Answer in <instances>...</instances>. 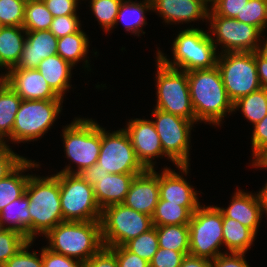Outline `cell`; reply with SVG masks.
I'll return each mask as SVG.
<instances>
[{
  "mask_svg": "<svg viewBox=\"0 0 267 267\" xmlns=\"http://www.w3.org/2000/svg\"><path fill=\"white\" fill-rule=\"evenodd\" d=\"M187 77L195 122L219 126L227 112H233V103L227 96L217 66L188 71Z\"/></svg>",
  "mask_w": 267,
  "mask_h": 267,
  "instance_id": "6da1fadb",
  "label": "cell"
},
{
  "mask_svg": "<svg viewBox=\"0 0 267 267\" xmlns=\"http://www.w3.org/2000/svg\"><path fill=\"white\" fill-rule=\"evenodd\" d=\"M29 199L31 216V241L35 236H44L59 223L64 222L61 211L59 172L54 175H30L25 188Z\"/></svg>",
  "mask_w": 267,
  "mask_h": 267,
  "instance_id": "7a4b0ae2",
  "label": "cell"
},
{
  "mask_svg": "<svg viewBox=\"0 0 267 267\" xmlns=\"http://www.w3.org/2000/svg\"><path fill=\"white\" fill-rule=\"evenodd\" d=\"M45 237L49 241L48 249L83 263L104 246L100 220L64 221Z\"/></svg>",
  "mask_w": 267,
  "mask_h": 267,
  "instance_id": "3957f363",
  "label": "cell"
},
{
  "mask_svg": "<svg viewBox=\"0 0 267 267\" xmlns=\"http://www.w3.org/2000/svg\"><path fill=\"white\" fill-rule=\"evenodd\" d=\"M172 45L173 62L160 50L157 51L156 58L167 67L188 72L211 69L217 64L218 53L209 30L206 32L192 27L179 31Z\"/></svg>",
  "mask_w": 267,
  "mask_h": 267,
  "instance_id": "277c9868",
  "label": "cell"
},
{
  "mask_svg": "<svg viewBox=\"0 0 267 267\" xmlns=\"http://www.w3.org/2000/svg\"><path fill=\"white\" fill-rule=\"evenodd\" d=\"M66 126L62 130L64 151L67 158L77 165V169L72 170L68 165L59 172L78 174L98 161L101 148V127L92 119L87 118H76Z\"/></svg>",
  "mask_w": 267,
  "mask_h": 267,
  "instance_id": "5b68a950",
  "label": "cell"
},
{
  "mask_svg": "<svg viewBox=\"0 0 267 267\" xmlns=\"http://www.w3.org/2000/svg\"><path fill=\"white\" fill-rule=\"evenodd\" d=\"M216 66L232 103L262 88L257 74L255 52L220 53Z\"/></svg>",
  "mask_w": 267,
  "mask_h": 267,
  "instance_id": "8992f818",
  "label": "cell"
},
{
  "mask_svg": "<svg viewBox=\"0 0 267 267\" xmlns=\"http://www.w3.org/2000/svg\"><path fill=\"white\" fill-rule=\"evenodd\" d=\"M157 103L155 108L195 123L187 72L165 66L156 60Z\"/></svg>",
  "mask_w": 267,
  "mask_h": 267,
  "instance_id": "52a82bcc",
  "label": "cell"
},
{
  "mask_svg": "<svg viewBox=\"0 0 267 267\" xmlns=\"http://www.w3.org/2000/svg\"><path fill=\"white\" fill-rule=\"evenodd\" d=\"M188 225L189 255L213 260L226 253L219 249L223 246V214L218 206L201 205Z\"/></svg>",
  "mask_w": 267,
  "mask_h": 267,
  "instance_id": "ba28073f",
  "label": "cell"
},
{
  "mask_svg": "<svg viewBox=\"0 0 267 267\" xmlns=\"http://www.w3.org/2000/svg\"><path fill=\"white\" fill-rule=\"evenodd\" d=\"M103 245L123 246L129 240L152 229V217L121 204L105 207L101 215Z\"/></svg>",
  "mask_w": 267,
  "mask_h": 267,
  "instance_id": "9c48e42d",
  "label": "cell"
},
{
  "mask_svg": "<svg viewBox=\"0 0 267 267\" xmlns=\"http://www.w3.org/2000/svg\"><path fill=\"white\" fill-rule=\"evenodd\" d=\"M154 125L162 150L180 171L188 174L190 136L194 122L162 110L153 109Z\"/></svg>",
  "mask_w": 267,
  "mask_h": 267,
  "instance_id": "30bf717a",
  "label": "cell"
},
{
  "mask_svg": "<svg viewBox=\"0 0 267 267\" xmlns=\"http://www.w3.org/2000/svg\"><path fill=\"white\" fill-rule=\"evenodd\" d=\"M63 99L22 100L12 128V142L34 141L53 125L62 110Z\"/></svg>",
  "mask_w": 267,
  "mask_h": 267,
  "instance_id": "8fae6325",
  "label": "cell"
},
{
  "mask_svg": "<svg viewBox=\"0 0 267 267\" xmlns=\"http://www.w3.org/2000/svg\"><path fill=\"white\" fill-rule=\"evenodd\" d=\"M59 185L64 221L101 220L102 210L96 202L93 186L78 174L61 172Z\"/></svg>",
  "mask_w": 267,
  "mask_h": 267,
  "instance_id": "7c38bea8",
  "label": "cell"
},
{
  "mask_svg": "<svg viewBox=\"0 0 267 267\" xmlns=\"http://www.w3.org/2000/svg\"><path fill=\"white\" fill-rule=\"evenodd\" d=\"M211 10V11H210ZM213 38L212 42L221 45L222 52H255L258 49V42L263 33L255 26L240 22L235 18L222 17L217 15L211 8L208 12V19ZM217 43V44H216ZM225 49V50H224Z\"/></svg>",
  "mask_w": 267,
  "mask_h": 267,
  "instance_id": "4fadbf2b",
  "label": "cell"
},
{
  "mask_svg": "<svg viewBox=\"0 0 267 267\" xmlns=\"http://www.w3.org/2000/svg\"><path fill=\"white\" fill-rule=\"evenodd\" d=\"M97 164L110 174L143 173L146 170L137 159L124 129L110 133L101 127V148Z\"/></svg>",
  "mask_w": 267,
  "mask_h": 267,
  "instance_id": "5bb4252c",
  "label": "cell"
},
{
  "mask_svg": "<svg viewBox=\"0 0 267 267\" xmlns=\"http://www.w3.org/2000/svg\"><path fill=\"white\" fill-rule=\"evenodd\" d=\"M131 141L139 162L145 169H154L155 157H167L163 150L160 137L153 121L146 119H132L124 129Z\"/></svg>",
  "mask_w": 267,
  "mask_h": 267,
  "instance_id": "9a60e30c",
  "label": "cell"
},
{
  "mask_svg": "<svg viewBox=\"0 0 267 267\" xmlns=\"http://www.w3.org/2000/svg\"><path fill=\"white\" fill-rule=\"evenodd\" d=\"M159 198V174L146 169L133 179L123 204L152 217Z\"/></svg>",
  "mask_w": 267,
  "mask_h": 267,
  "instance_id": "2e32d148",
  "label": "cell"
},
{
  "mask_svg": "<svg viewBox=\"0 0 267 267\" xmlns=\"http://www.w3.org/2000/svg\"><path fill=\"white\" fill-rule=\"evenodd\" d=\"M5 81L22 100H52L59 97L37 69L9 70Z\"/></svg>",
  "mask_w": 267,
  "mask_h": 267,
  "instance_id": "e0dca14e",
  "label": "cell"
},
{
  "mask_svg": "<svg viewBox=\"0 0 267 267\" xmlns=\"http://www.w3.org/2000/svg\"><path fill=\"white\" fill-rule=\"evenodd\" d=\"M180 173L175 170L165 168L159 174V197L168 203H181L191 214L201 205L197 197V192Z\"/></svg>",
  "mask_w": 267,
  "mask_h": 267,
  "instance_id": "ac0fdd59",
  "label": "cell"
},
{
  "mask_svg": "<svg viewBox=\"0 0 267 267\" xmlns=\"http://www.w3.org/2000/svg\"><path fill=\"white\" fill-rule=\"evenodd\" d=\"M58 38L49 30L26 31V41L16 66L10 70L37 69L43 59L57 54Z\"/></svg>",
  "mask_w": 267,
  "mask_h": 267,
  "instance_id": "d6986e66",
  "label": "cell"
},
{
  "mask_svg": "<svg viewBox=\"0 0 267 267\" xmlns=\"http://www.w3.org/2000/svg\"><path fill=\"white\" fill-rule=\"evenodd\" d=\"M152 10L157 11L165 23H190L208 19L209 5L203 0H151Z\"/></svg>",
  "mask_w": 267,
  "mask_h": 267,
  "instance_id": "ffe728a7",
  "label": "cell"
},
{
  "mask_svg": "<svg viewBox=\"0 0 267 267\" xmlns=\"http://www.w3.org/2000/svg\"><path fill=\"white\" fill-rule=\"evenodd\" d=\"M230 202L227 208L218 207L223 218L235 219L257 234L260 220L263 218L262 214H264L258 194L253 195L251 192L246 193L238 189Z\"/></svg>",
  "mask_w": 267,
  "mask_h": 267,
  "instance_id": "44dd1931",
  "label": "cell"
},
{
  "mask_svg": "<svg viewBox=\"0 0 267 267\" xmlns=\"http://www.w3.org/2000/svg\"><path fill=\"white\" fill-rule=\"evenodd\" d=\"M141 173L110 174L102 176L93 186L97 204L103 210L113 204H121L136 175Z\"/></svg>",
  "mask_w": 267,
  "mask_h": 267,
  "instance_id": "7402d4cb",
  "label": "cell"
},
{
  "mask_svg": "<svg viewBox=\"0 0 267 267\" xmlns=\"http://www.w3.org/2000/svg\"><path fill=\"white\" fill-rule=\"evenodd\" d=\"M72 65L65 61L57 54L51 55L43 59L37 70L47 81L52 90L59 96L64 98L70 85Z\"/></svg>",
  "mask_w": 267,
  "mask_h": 267,
  "instance_id": "603a6c76",
  "label": "cell"
},
{
  "mask_svg": "<svg viewBox=\"0 0 267 267\" xmlns=\"http://www.w3.org/2000/svg\"><path fill=\"white\" fill-rule=\"evenodd\" d=\"M26 41V30L23 27L1 26L0 28V70L8 71L16 66L24 43Z\"/></svg>",
  "mask_w": 267,
  "mask_h": 267,
  "instance_id": "cb8c5ba5",
  "label": "cell"
},
{
  "mask_svg": "<svg viewBox=\"0 0 267 267\" xmlns=\"http://www.w3.org/2000/svg\"><path fill=\"white\" fill-rule=\"evenodd\" d=\"M28 206L29 199L24 193L0 211V224L3 229L16 230L31 241V216Z\"/></svg>",
  "mask_w": 267,
  "mask_h": 267,
  "instance_id": "d4e9b609",
  "label": "cell"
},
{
  "mask_svg": "<svg viewBox=\"0 0 267 267\" xmlns=\"http://www.w3.org/2000/svg\"><path fill=\"white\" fill-rule=\"evenodd\" d=\"M35 167H39L37 162L25 159L12 173L0 180V211L25 193L30 175L22 173Z\"/></svg>",
  "mask_w": 267,
  "mask_h": 267,
  "instance_id": "484cf974",
  "label": "cell"
},
{
  "mask_svg": "<svg viewBox=\"0 0 267 267\" xmlns=\"http://www.w3.org/2000/svg\"><path fill=\"white\" fill-rule=\"evenodd\" d=\"M21 102V97L4 81L0 85V142H6V137L12 141V128Z\"/></svg>",
  "mask_w": 267,
  "mask_h": 267,
  "instance_id": "4316f807",
  "label": "cell"
},
{
  "mask_svg": "<svg viewBox=\"0 0 267 267\" xmlns=\"http://www.w3.org/2000/svg\"><path fill=\"white\" fill-rule=\"evenodd\" d=\"M223 244L227 253H246L255 240L256 234L239 221L223 218Z\"/></svg>",
  "mask_w": 267,
  "mask_h": 267,
  "instance_id": "83f0119b",
  "label": "cell"
},
{
  "mask_svg": "<svg viewBox=\"0 0 267 267\" xmlns=\"http://www.w3.org/2000/svg\"><path fill=\"white\" fill-rule=\"evenodd\" d=\"M148 10L152 11L151 0H143L139 3H137V1L123 0L119 7L115 25L120 22L119 20H121V23L124 24L126 31L137 36L141 33L145 34L142 27L147 24L145 20V12Z\"/></svg>",
  "mask_w": 267,
  "mask_h": 267,
  "instance_id": "f1b7e54d",
  "label": "cell"
},
{
  "mask_svg": "<svg viewBox=\"0 0 267 267\" xmlns=\"http://www.w3.org/2000/svg\"><path fill=\"white\" fill-rule=\"evenodd\" d=\"M89 48V40L84 31L80 30L77 33L66 35L59 38L57 41V55L62 57L65 61L69 62L73 67L81 59L85 60L87 69L89 65L86 56ZM88 64V65H87Z\"/></svg>",
  "mask_w": 267,
  "mask_h": 267,
  "instance_id": "f546056e",
  "label": "cell"
},
{
  "mask_svg": "<svg viewBox=\"0 0 267 267\" xmlns=\"http://www.w3.org/2000/svg\"><path fill=\"white\" fill-rule=\"evenodd\" d=\"M241 109L253 125L259 123L267 115V88L248 94L233 103V111Z\"/></svg>",
  "mask_w": 267,
  "mask_h": 267,
  "instance_id": "4dcf8cb0",
  "label": "cell"
},
{
  "mask_svg": "<svg viewBox=\"0 0 267 267\" xmlns=\"http://www.w3.org/2000/svg\"><path fill=\"white\" fill-rule=\"evenodd\" d=\"M159 248L174 251H189V225L154 226Z\"/></svg>",
  "mask_w": 267,
  "mask_h": 267,
  "instance_id": "1f68e13d",
  "label": "cell"
},
{
  "mask_svg": "<svg viewBox=\"0 0 267 267\" xmlns=\"http://www.w3.org/2000/svg\"><path fill=\"white\" fill-rule=\"evenodd\" d=\"M192 214L181 203L159 201L152 215L153 226L189 224Z\"/></svg>",
  "mask_w": 267,
  "mask_h": 267,
  "instance_id": "d6a6232c",
  "label": "cell"
},
{
  "mask_svg": "<svg viewBox=\"0 0 267 267\" xmlns=\"http://www.w3.org/2000/svg\"><path fill=\"white\" fill-rule=\"evenodd\" d=\"M53 16L43 0L26 2L23 28L26 31L49 30Z\"/></svg>",
  "mask_w": 267,
  "mask_h": 267,
  "instance_id": "836d02e7",
  "label": "cell"
},
{
  "mask_svg": "<svg viewBox=\"0 0 267 267\" xmlns=\"http://www.w3.org/2000/svg\"><path fill=\"white\" fill-rule=\"evenodd\" d=\"M123 246L128 251L150 263L159 248L156 228L153 227L149 231L140 234L138 237L126 242Z\"/></svg>",
  "mask_w": 267,
  "mask_h": 267,
  "instance_id": "e575fe53",
  "label": "cell"
},
{
  "mask_svg": "<svg viewBox=\"0 0 267 267\" xmlns=\"http://www.w3.org/2000/svg\"><path fill=\"white\" fill-rule=\"evenodd\" d=\"M235 19L255 26L264 33L267 27V0H248L241 14H238Z\"/></svg>",
  "mask_w": 267,
  "mask_h": 267,
  "instance_id": "d590c367",
  "label": "cell"
},
{
  "mask_svg": "<svg viewBox=\"0 0 267 267\" xmlns=\"http://www.w3.org/2000/svg\"><path fill=\"white\" fill-rule=\"evenodd\" d=\"M123 0H90L92 13L104 31L115 27L116 17Z\"/></svg>",
  "mask_w": 267,
  "mask_h": 267,
  "instance_id": "8d00e7d4",
  "label": "cell"
},
{
  "mask_svg": "<svg viewBox=\"0 0 267 267\" xmlns=\"http://www.w3.org/2000/svg\"><path fill=\"white\" fill-rule=\"evenodd\" d=\"M30 240L12 229L0 230V267L15 255Z\"/></svg>",
  "mask_w": 267,
  "mask_h": 267,
  "instance_id": "74e56055",
  "label": "cell"
},
{
  "mask_svg": "<svg viewBox=\"0 0 267 267\" xmlns=\"http://www.w3.org/2000/svg\"><path fill=\"white\" fill-rule=\"evenodd\" d=\"M26 2L0 0V25L23 27Z\"/></svg>",
  "mask_w": 267,
  "mask_h": 267,
  "instance_id": "f35d334b",
  "label": "cell"
},
{
  "mask_svg": "<svg viewBox=\"0 0 267 267\" xmlns=\"http://www.w3.org/2000/svg\"><path fill=\"white\" fill-rule=\"evenodd\" d=\"M33 241L27 242L15 255H13L2 267H43L42 249L40 257L37 252L28 250Z\"/></svg>",
  "mask_w": 267,
  "mask_h": 267,
  "instance_id": "ab89813d",
  "label": "cell"
},
{
  "mask_svg": "<svg viewBox=\"0 0 267 267\" xmlns=\"http://www.w3.org/2000/svg\"><path fill=\"white\" fill-rule=\"evenodd\" d=\"M81 23L77 14L63 15L53 17L49 31H51L56 38H62L66 35L77 33L81 30Z\"/></svg>",
  "mask_w": 267,
  "mask_h": 267,
  "instance_id": "60d3db41",
  "label": "cell"
},
{
  "mask_svg": "<svg viewBox=\"0 0 267 267\" xmlns=\"http://www.w3.org/2000/svg\"><path fill=\"white\" fill-rule=\"evenodd\" d=\"M188 254L189 251L158 248L149 264L150 267H180L183 258Z\"/></svg>",
  "mask_w": 267,
  "mask_h": 267,
  "instance_id": "b9f144b4",
  "label": "cell"
},
{
  "mask_svg": "<svg viewBox=\"0 0 267 267\" xmlns=\"http://www.w3.org/2000/svg\"><path fill=\"white\" fill-rule=\"evenodd\" d=\"M9 147L6 142H0V180L12 173L26 159Z\"/></svg>",
  "mask_w": 267,
  "mask_h": 267,
  "instance_id": "7bdbcfd3",
  "label": "cell"
},
{
  "mask_svg": "<svg viewBox=\"0 0 267 267\" xmlns=\"http://www.w3.org/2000/svg\"><path fill=\"white\" fill-rule=\"evenodd\" d=\"M43 267H83L84 263L71 257L55 253L46 246L42 248Z\"/></svg>",
  "mask_w": 267,
  "mask_h": 267,
  "instance_id": "ee69618b",
  "label": "cell"
},
{
  "mask_svg": "<svg viewBox=\"0 0 267 267\" xmlns=\"http://www.w3.org/2000/svg\"><path fill=\"white\" fill-rule=\"evenodd\" d=\"M248 0H214L210 8L219 16L236 18Z\"/></svg>",
  "mask_w": 267,
  "mask_h": 267,
  "instance_id": "f6af8a7d",
  "label": "cell"
},
{
  "mask_svg": "<svg viewBox=\"0 0 267 267\" xmlns=\"http://www.w3.org/2000/svg\"><path fill=\"white\" fill-rule=\"evenodd\" d=\"M251 145L254 160L267 149V115L254 125Z\"/></svg>",
  "mask_w": 267,
  "mask_h": 267,
  "instance_id": "bcb514c9",
  "label": "cell"
},
{
  "mask_svg": "<svg viewBox=\"0 0 267 267\" xmlns=\"http://www.w3.org/2000/svg\"><path fill=\"white\" fill-rule=\"evenodd\" d=\"M116 255L118 267H150L148 261L128 251L124 246L109 247Z\"/></svg>",
  "mask_w": 267,
  "mask_h": 267,
  "instance_id": "7dc6e473",
  "label": "cell"
},
{
  "mask_svg": "<svg viewBox=\"0 0 267 267\" xmlns=\"http://www.w3.org/2000/svg\"><path fill=\"white\" fill-rule=\"evenodd\" d=\"M83 267H118V262L115 253L109 247L103 246L84 262Z\"/></svg>",
  "mask_w": 267,
  "mask_h": 267,
  "instance_id": "c3c4849f",
  "label": "cell"
},
{
  "mask_svg": "<svg viewBox=\"0 0 267 267\" xmlns=\"http://www.w3.org/2000/svg\"><path fill=\"white\" fill-rule=\"evenodd\" d=\"M79 0H43L53 17L76 14Z\"/></svg>",
  "mask_w": 267,
  "mask_h": 267,
  "instance_id": "681fc988",
  "label": "cell"
},
{
  "mask_svg": "<svg viewBox=\"0 0 267 267\" xmlns=\"http://www.w3.org/2000/svg\"><path fill=\"white\" fill-rule=\"evenodd\" d=\"M245 253H224L212 260V267H250Z\"/></svg>",
  "mask_w": 267,
  "mask_h": 267,
  "instance_id": "f907efd6",
  "label": "cell"
},
{
  "mask_svg": "<svg viewBox=\"0 0 267 267\" xmlns=\"http://www.w3.org/2000/svg\"><path fill=\"white\" fill-rule=\"evenodd\" d=\"M107 174L108 171H104L97 163L78 173V175L91 186H94L102 176H106Z\"/></svg>",
  "mask_w": 267,
  "mask_h": 267,
  "instance_id": "816d5d0a",
  "label": "cell"
},
{
  "mask_svg": "<svg viewBox=\"0 0 267 267\" xmlns=\"http://www.w3.org/2000/svg\"><path fill=\"white\" fill-rule=\"evenodd\" d=\"M257 74L262 88H267V60L255 51Z\"/></svg>",
  "mask_w": 267,
  "mask_h": 267,
  "instance_id": "f5cc1de1",
  "label": "cell"
},
{
  "mask_svg": "<svg viewBox=\"0 0 267 267\" xmlns=\"http://www.w3.org/2000/svg\"><path fill=\"white\" fill-rule=\"evenodd\" d=\"M180 267H212V260L188 254L183 258Z\"/></svg>",
  "mask_w": 267,
  "mask_h": 267,
  "instance_id": "db71d44e",
  "label": "cell"
},
{
  "mask_svg": "<svg viewBox=\"0 0 267 267\" xmlns=\"http://www.w3.org/2000/svg\"><path fill=\"white\" fill-rule=\"evenodd\" d=\"M252 166L260 167V168H267V149H265L255 160H252Z\"/></svg>",
  "mask_w": 267,
  "mask_h": 267,
  "instance_id": "11a10c76",
  "label": "cell"
},
{
  "mask_svg": "<svg viewBox=\"0 0 267 267\" xmlns=\"http://www.w3.org/2000/svg\"><path fill=\"white\" fill-rule=\"evenodd\" d=\"M257 194H258L261 206L263 208V212L267 214V182L265 186L261 189V191H259Z\"/></svg>",
  "mask_w": 267,
  "mask_h": 267,
  "instance_id": "9f6ffc18",
  "label": "cell"
},
{
  "mask_svg": "<svg viewBox=\"0 0 267 267\" xmlns=\"http://www.w3.org/2000/svg\"><path fill=\"white\" fill-rule=\"evenodd\" d=\"M264 41H265V43H264ZM263 41V44H261L262 43V41L260 40L259 41V46H258V49H257V53L261 56V57H263V58H265L266 60H267V39L266 40H264ZM262 45V46H261Z\"/></svg>",
  "mask_w": 267,
  "mask_h": 267,
  "instance_id": "6f0895ef",
  "label": "cell"
},
{
  "mask_svg": "<svg viewBox=\"0 0 267 267\" xmlns=\"http://www.w3.org/2000/svg\"><path fill=\"white\" fill-rule=\"evenodd\" d=\"M5 81V74L0 75V85Z\"/></svg>",
  "mask_w": 267,
  "mask_h": 267,
  "instance_id": "680465c9",
  "label": "cell"
},
{
  "mask_svg": "<svg viewBox=\"0 0 267 267\" xmlns=\"http://www.w3.org/2000/svg\"><path fill=\"white\" fill-rule=\"evenodd\" d=\"M204 2H206L207 4H209L210 2V4L212 5L213 4V2H214V0H203Z\"/></svg>",
  "mask_w": 267,
  "mask_h": 267,
  "instance_id": "91938a15",
  "label": "cell"
}]
</instances>
